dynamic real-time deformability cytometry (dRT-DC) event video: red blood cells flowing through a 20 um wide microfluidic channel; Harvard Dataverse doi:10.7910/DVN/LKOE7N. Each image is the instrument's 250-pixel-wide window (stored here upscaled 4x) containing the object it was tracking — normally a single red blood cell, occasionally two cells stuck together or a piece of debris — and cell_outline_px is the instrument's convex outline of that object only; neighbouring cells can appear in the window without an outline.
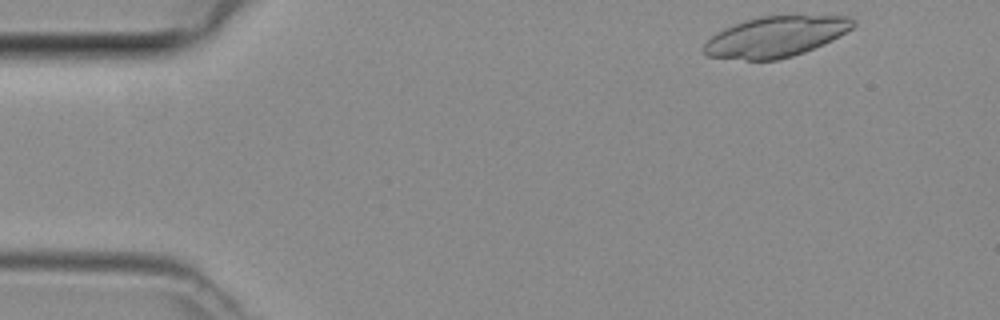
{"species": "common noctule bat (a hibernating species)", "species_latin": "Nyctalus noctula", "temperature_condition": "room temperature", "stored_images_in_passage": 5, "camera_frame_rate_fps": 3000, "um_per_image_px": 0.085, "animal": {"sex": "female", "body_mass_g": 29.2, "forearm_length_mm": 56.3}, "frame": {"image": 1, "passage_image": 1, "time_ms": 0.0, "image_size_px": [1000, 320], "cell_outline_px": [[856, 24], [852, 28], [832, 40], [824, 44], [804, 52], [780, 60], [744, 60], [708, 56], [704, 52], [704, 44], [712, 36], [724, 28], [744, 20], [760, 16], [852, 16], [856, 20]], "centroid_in_image_um": [65.96, 3.12], "position_along_channel_um": 19.0, "area_um2": 35.2}}